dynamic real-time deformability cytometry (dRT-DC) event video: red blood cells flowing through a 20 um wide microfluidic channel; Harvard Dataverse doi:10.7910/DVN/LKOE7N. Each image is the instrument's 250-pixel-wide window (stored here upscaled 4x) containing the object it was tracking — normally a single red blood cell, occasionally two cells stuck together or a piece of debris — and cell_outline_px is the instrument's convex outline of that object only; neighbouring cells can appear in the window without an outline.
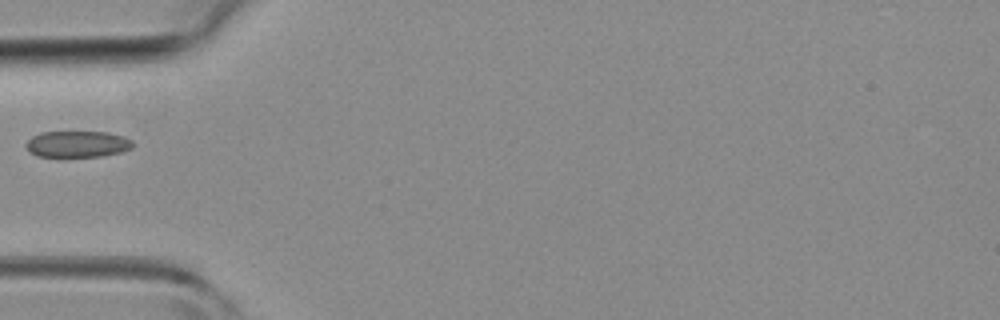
{"species": "common noctule bat (a hibernating species)", "species_latin": "Nyctalus noctula", "temperature_condition": "room temperature", "stored_images_in_passage": 1, "camera_frame_rate_fps": 3000, "um_per_image_px": 0.085, "animal": {"sex": "female", "body_mass_g": 19.3, "forearm_length_mm": 54.1}, "frame": {"image": 1, "passage_image": 1, "time_ms": 0.0, "image_size_px": [1000, 320], "cell_outline_px": [[132, 148], [120, 152], [100, 156], [36, 156], [24, 144], [32, 136], [40, 132], [108, 132], [124, 136], [132, 140]], "centroid_in_image_um": [6.59, 12.23], "position_along_channel_um": 78.4, "area_um2": 16.24}}